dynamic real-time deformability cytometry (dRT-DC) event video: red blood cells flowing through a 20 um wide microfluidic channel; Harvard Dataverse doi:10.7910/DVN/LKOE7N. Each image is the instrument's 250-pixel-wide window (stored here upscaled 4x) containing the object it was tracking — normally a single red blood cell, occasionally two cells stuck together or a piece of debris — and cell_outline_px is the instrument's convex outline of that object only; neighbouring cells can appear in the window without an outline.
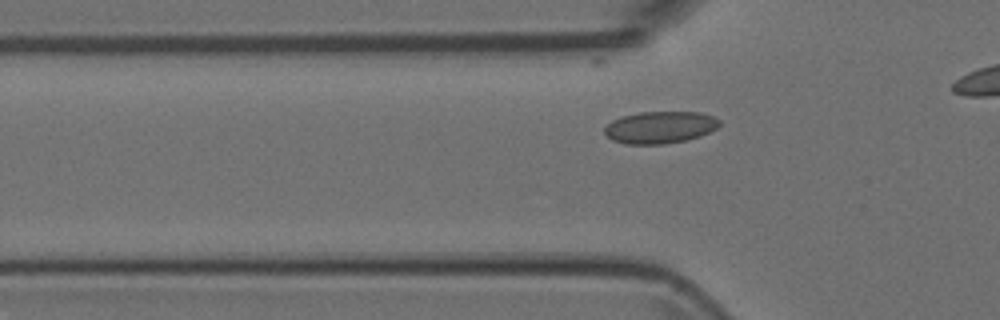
{"species": "Egyptian fruit bat (a non-hibernating species)", "species_latin": "Rousettus aegyptiacus", "temperature_condition": "room temperature", "stored_images_in_passage": 22, "camera_frame_rate_fps": 3000, "um_per_image_px": 0.085, "animal": {"sex": "female"}, "frame": {"image": 1, "passage_image": 9, "time_ms": 2.667, "image_size_px": [1000, 320], "cell_outline_px": [[720, 124], [716, 128], [700, 136], [684, 140], [664, 144], [624, 144], [612, 140], [604, 132], [604, 128], [612, 120], [620, 116], [640, 112], [700, 112], [712, 116], [720, 120]], "centroid_in_image_um": [56.07, 10.82], "position_along_channel_um": 69.7, "area_um2": 21.44}}
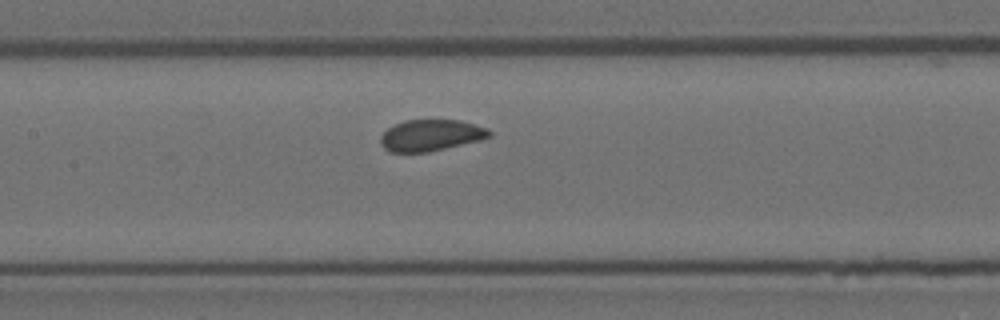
{"frame": {"image": 2, "passage_image": 17, "time_ms": 5.333, "image_size_px": [1000, 320], "cell_outline_px": [[492, 136], [480, 140], [428, 152], [392, 152], [384, 148], [380, 144], [380, 136], [388, 128], [404, 120], [460, 120], [488, 128], [492, 132]], "centroid_in_image_um": [36.63, 11.5], "position_along_channel_um": 170.8, "area_um2": 19.88}}
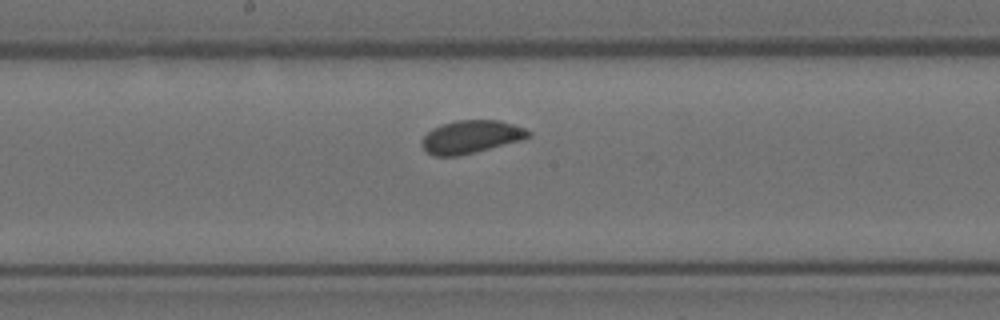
{"frame": {"image": 3, "passage_image": 20, "time_ms": 6.333, "image_size_px": [1000, 320], "cell_outline_px": [[532, 136], [520, 140], [476, 152], [460, 156], [432, 156], [420, 144], [424, 136], [432, 128], [440, 124], [456, 120], [500, 120], [516, 124], [532, 132]], "centroid_in_image_um": [40.04, 11.62], "position_along_channel_um": 208.2, "area_um2": 20.63}}